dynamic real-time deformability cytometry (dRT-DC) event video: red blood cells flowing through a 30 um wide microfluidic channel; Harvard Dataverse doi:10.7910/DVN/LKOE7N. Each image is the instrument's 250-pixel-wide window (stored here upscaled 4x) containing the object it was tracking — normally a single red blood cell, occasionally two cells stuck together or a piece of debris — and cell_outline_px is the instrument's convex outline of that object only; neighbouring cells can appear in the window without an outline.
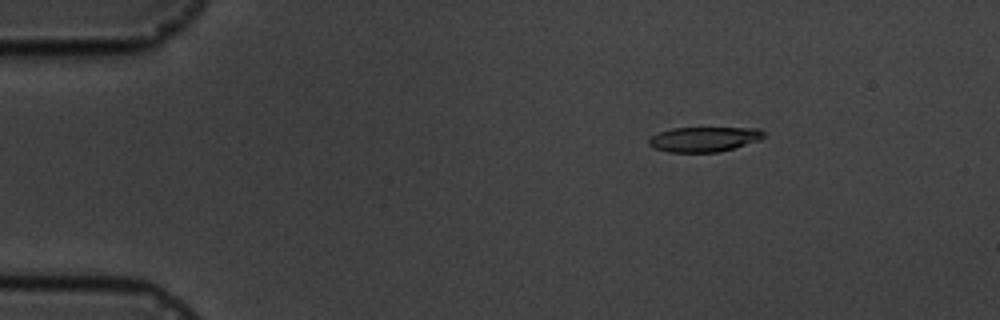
{"species": "common noctule bat (a hibernating species)", "species_latin": "Nyctalus noctula", "temperature_condition": "cold", "stored_images_in_passage": 16, "camera_frame_rate_fps": 3000, "um_per_image_px": 0.085, "animal": {"sex": "male", "body_mass_g": 19.5, "forearm_length_mm": 54.6}, "frame": {"image": 1, "passage_image": 3, "time_ms": 2.333, "image_size_px": [1000, 320], "cell_outline_px": [[764, 136], [760, 140], [720, 152], [668, 152], [656, 148], [648, 144], [648, 140], [652, 136], [660, 132], [672, 128], [760, 128], [764, 132]], "centroid_in_image_um": [59.86, 11.83], "position_along_channel_um": 25.1, "area_um2": 16.59}}
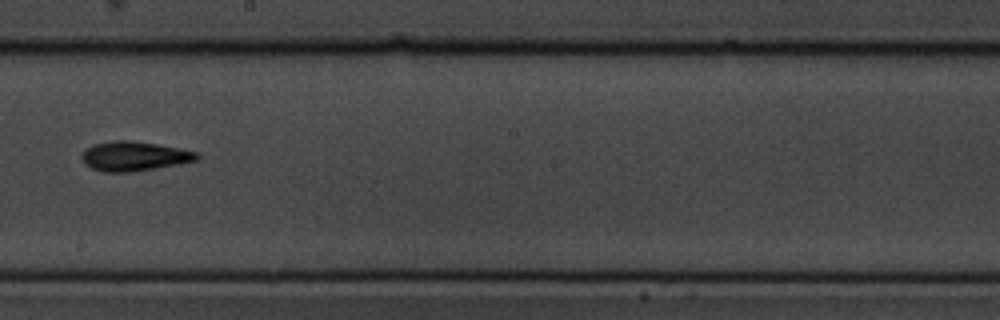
{"frame": {"image": 2, "passage_image": 10, "time_ms": 10.333, "image_size_px": [1000, 320], "cell_outline_px": [[200, 156], [196, 160], [180, 164], [132, 172], [104, 172], [92, 168], [84, 164], [80, 156], [88, 148], [96, 144], [116, 140], [132, 140], [180, 148], [196, 152]], "centroid_in_image_um": [11.41, 13.28], "position_along_channel_um": 236.8, "area_um2": 19.65}}
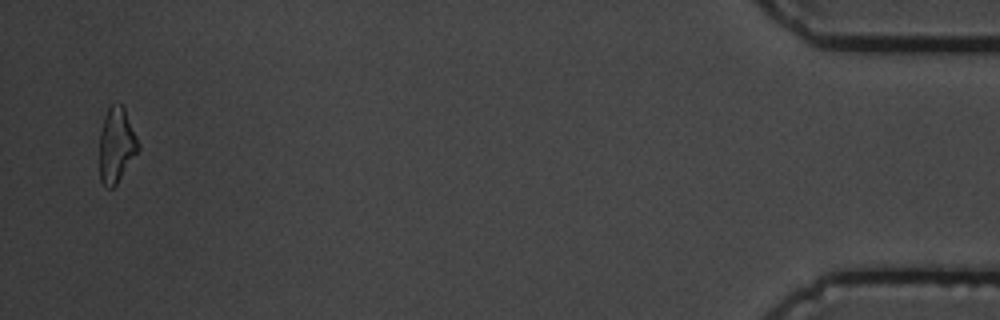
{"frame": {"image": 3, "passage_image": 16, "time_ms": 18.0, "image_size_px": [1000, 320], "cell_outline_px": [[140, 148], [116, 184], [112, 188], [104, 188], [100, 180], [100, 132], [104, 116], [108, 108], [112, 104], [124, 104], [140, 144]], "centroid_in_image_um": [9.9, 12.31], "position_along_channel_um": 425.3, "area_um2": 17.11}, "authors_computed_cell_mechanics": {"area_um2": 17.9469, "velocity_mm_per_s": 3.534, "shape_relaxation_time_tau1_ms": 2.6797, "shape_relaxation_time_tau2_ms": 10.5695, "deformation_change_tau1": 0.1185, "deformation_change_tau2": 0.181}}